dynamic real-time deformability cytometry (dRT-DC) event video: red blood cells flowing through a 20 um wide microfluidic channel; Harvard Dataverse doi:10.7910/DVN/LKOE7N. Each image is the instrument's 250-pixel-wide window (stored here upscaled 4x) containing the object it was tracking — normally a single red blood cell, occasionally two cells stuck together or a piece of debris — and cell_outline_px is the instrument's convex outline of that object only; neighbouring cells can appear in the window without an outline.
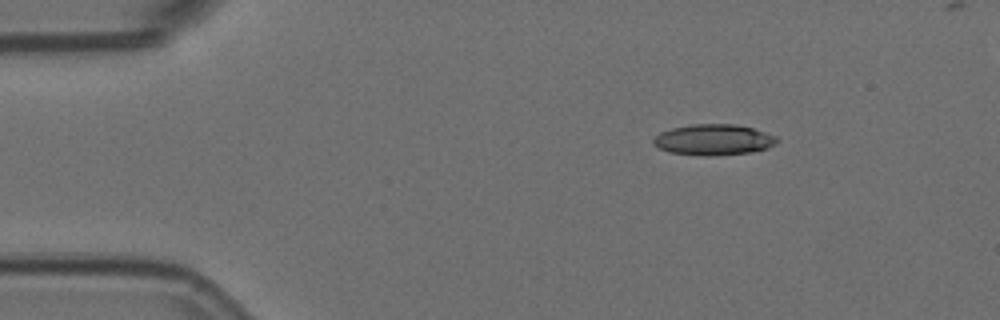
{"species": "Egyptian fruit bat (a non-hibernating species)", "species_latin": "Rousettus aegyptiacus", "temperature_condition": "room temperature", "stored_images_in_passage": 4, "camera_frame_rate_fps": 3000, "um_per_image_px": 0.085, "animal": {"sex": "female"}, "frame": {"image": 1, "passage_image": 1, "time_ms": 0.0, "image_size_px": [1000, 320], "cell_outline_px": [[780, 140], [776, 144], [768, 148], [752, 152], [712, 156], [704, 156], [668, 152], [652, 144], [652, 140], [660, 132], [672, 128], [692, 124], [736, 124], [752, 128], [776, 136]], "centroid_in_image_um": [60.66, 11.88], "position_along_channel_um": 24.3, "area_um2": 22.37}}